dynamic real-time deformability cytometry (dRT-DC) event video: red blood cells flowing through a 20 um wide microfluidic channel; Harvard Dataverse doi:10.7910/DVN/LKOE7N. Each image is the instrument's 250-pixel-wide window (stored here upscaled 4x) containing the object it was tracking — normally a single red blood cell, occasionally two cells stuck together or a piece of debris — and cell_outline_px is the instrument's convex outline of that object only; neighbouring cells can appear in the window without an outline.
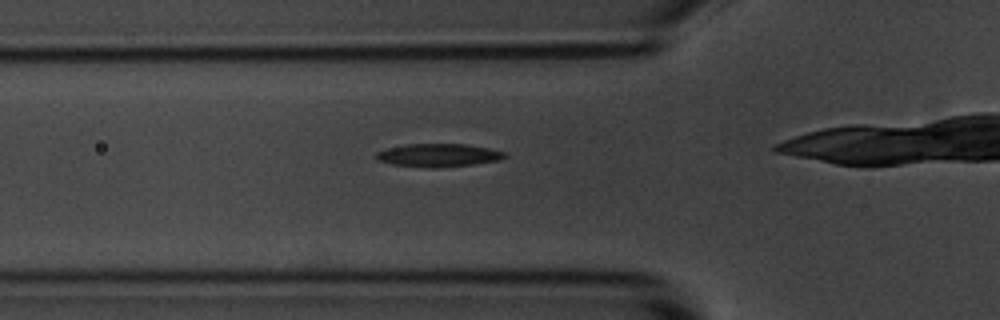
{"species": "common noctule bat (a hibernating species)", "species_latin": "Nyctalus noctula", "temperature_condition": "room temperature", "stored_images_in_passage": 37, "camera_frame_rate_fps": 3000, "um_per_image_px": 0.085, "animal": {"sex": "male", "body_mass_g": 20.1, "forearm_length_mm": 53.5}, "frame": {"image": 1, "passage_image": 12, "time_ms": 3.667, "image_size_px": [1000, 320], "cell_outline_px": [[508, 156], [500, 160], [472, 164], [440, 168], [424, 168], [392, 164], [376, 160], [376, 152], [388, 148], [408, 144], [464, 144], [488, 148], [504, 152]], "centroid_in_image_um": [37.25, 13.2], "position_along_channel_um": 88.6, "area_um2": 17.34}}
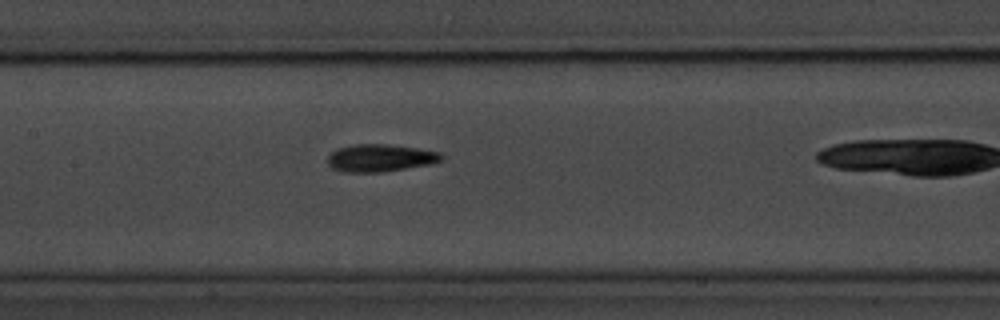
{"frame": {"image": 2, "passage_image": 19, "time_ms": 6.0, "image_size_px": [1000, 320], "cell_outline_px": [[444, 156], [440, 160], [428, 164], [380, 172], [344, 172], [332, 168], [328, 164], [328, 156], [336, 148], [356, 144], [388, 144], [416, 148], [440, 152]], "centroid_in_image_um": [32.27, 13.41], "position_along_channel_um": 175.1, "area_um2": 17.98}}
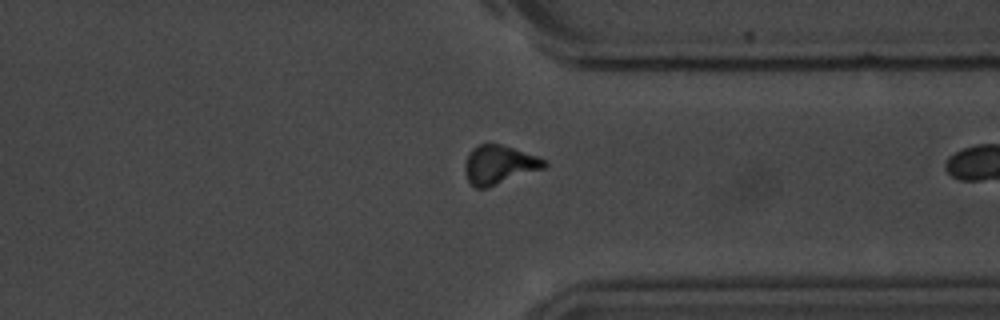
{"frame": {"image": 3, "passage_image": 35, "time_ms": 11.333, "image_size_px": [1000, 320], "cell_outline_px": [[548, 164], [544, 168], [488, 188], [476, 188], [468, 180], [464, 172], [464, 164], [468, 152], [472, 148], [480, 144], [500, 144], [548, 160]], "centroid_in_image_um": [42.41, 14.01], "position_along_channel_um": 369.0, "area_um2": 17.98}}